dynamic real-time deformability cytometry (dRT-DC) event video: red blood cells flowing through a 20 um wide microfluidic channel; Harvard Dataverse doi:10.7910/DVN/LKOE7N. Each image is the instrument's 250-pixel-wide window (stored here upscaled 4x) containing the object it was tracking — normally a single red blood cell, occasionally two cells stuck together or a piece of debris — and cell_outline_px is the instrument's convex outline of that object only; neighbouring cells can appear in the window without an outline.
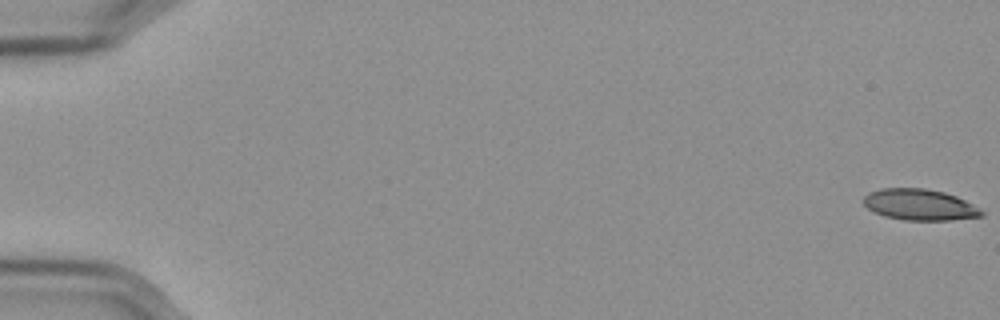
{"species": "Egyptian fruit bat (a non-hibernating species)", "species_latin": "Rousettus aegyptiacus", "temperature_condition": "cold", "stored_images_in_passage": 16, "camera_frame_rate_fps": 3000, "um_per_image_px": 0.085, "frame": {"image": 1, "passage_image": 1, "time_ms": 0.0, "image_size_px": [1000, 320], "cell_outline_px": [[984, 216], [952, 220], [904, 220], [884, 216], [872, 212], [864, 204], [864, 196], [868, 192], [880, 188], [924, 188], [944, 192], [956, 196], [972, 204], [984, 212]], "centroid_in_image_um": [78.15, 17.4], "position_along_channel_um": 6.9, "area_um2": 21.5}}